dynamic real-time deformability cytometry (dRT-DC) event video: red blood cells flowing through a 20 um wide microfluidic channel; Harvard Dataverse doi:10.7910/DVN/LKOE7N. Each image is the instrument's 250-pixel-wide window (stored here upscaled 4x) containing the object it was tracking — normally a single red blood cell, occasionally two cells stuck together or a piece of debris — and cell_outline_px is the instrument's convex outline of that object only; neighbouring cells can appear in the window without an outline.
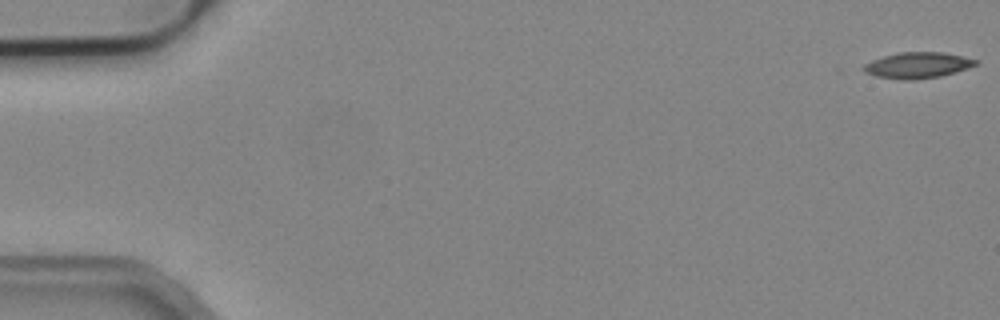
{"species": "common noctule bat (a hibernating species)", "species_latin": "Nyctalus noctula", "temperature_condition": "cold", "stored_images_in_passage": 55, "camera_frame_rate_fps": 3000, "um_per_image_px": 0.085, "animal": {"sex": "male", "body_mass_g": 19.2, "forearm_length_mm": 51.8}, "frame": {"image": 1, "passage_image": 1, "time_ms": 0.0, "image_size_px": [1000, 320], "cell_outline_px": [[980, 60], [976, 64], [968, 68], [940, 76], [916, 80], [900, 80], [876, 76], [864, 72], [856, 68], [872, 60], [884, 56], [900, 52], [944, 52]], "centroid_in_image_um": [77.93, 5.55], "position_along_channel_um": 7.1, "area_um2": 17.17}}
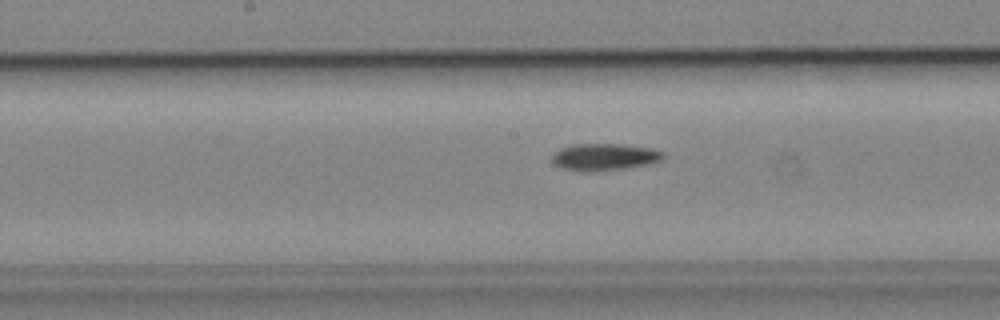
{"frame": {"image": 2, "passage_image": 29, "time_ms": 9.333, "image_size_px": [1000, 320], "cell_outline_px": [[664, 156], [660, 160], [648, 164], [624, 168], [592, 172], [584, 172], [560, 168], [552, 160], [552, 156], [560, 148], [572, 144], [620, 144], [652, 148], [664, 152]], "centroid_in_image_um": [51.36, 13.34], "position_along_channel_um": 196.8, "area_um2": 17.46}}
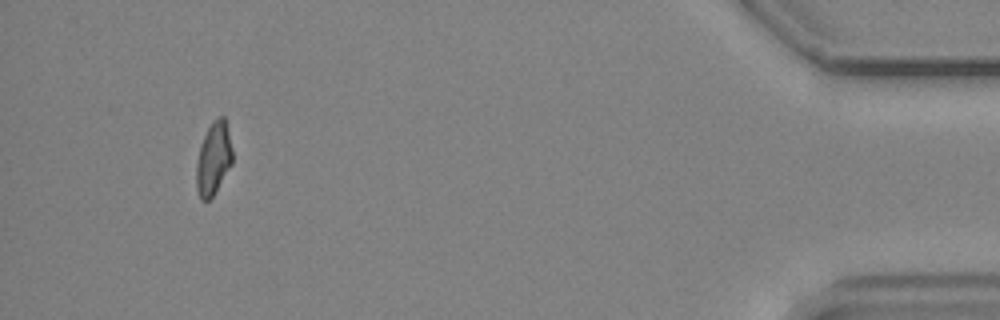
{"frame": {"image": 3, "passage_image": 52, "time_ms": 17.0, "image_size_px": [1000, 320], "cell_outline_px": [[232, 164], [212, 196], [208, 200], [200, 200], [196, 188], [196, 164], [200, 144], [208, 128], [220, 116], [224, 116], [232, 148]], "centroid_in_image_um": [18.13, 13.51], "position_along_channel_um": 417.1, "area_um2": 15.03}}